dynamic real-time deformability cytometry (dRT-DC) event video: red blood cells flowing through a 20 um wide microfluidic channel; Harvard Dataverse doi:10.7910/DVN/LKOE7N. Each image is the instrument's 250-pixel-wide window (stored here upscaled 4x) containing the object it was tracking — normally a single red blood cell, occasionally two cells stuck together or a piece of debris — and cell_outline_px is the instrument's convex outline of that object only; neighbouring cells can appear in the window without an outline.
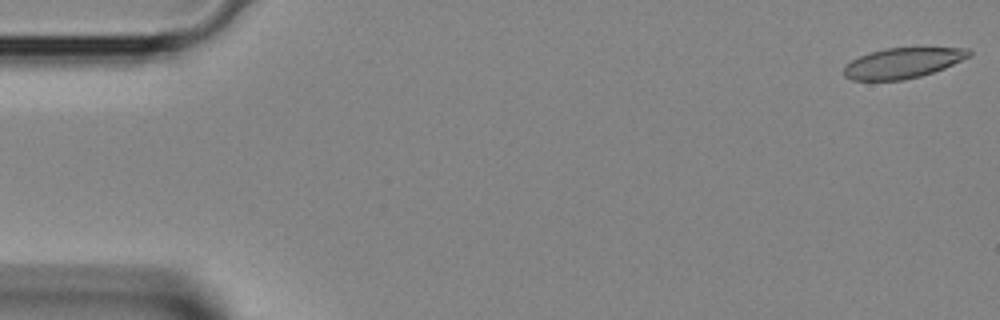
{"species": "Egyptian fruit bat (a non-hibernating species)", "species_latin": "Rousettus aegyptiacus", "temperature_condition": "room temperature", "stored_images_in_passage": 3, "segment_of_instrument_passage": [2, 2], "camera_frame_rate_fps": 3000, "um_per_image_px": 0.085, "animal": {"sex": "female"}, "frame": {"image": 1, "passage_image": 3, "time_ms": 0.667, "image_size_px": [1000, 320], "cell_outline_px": [[972, 56], [944, 68], [920, 76], [904, 80], [852, 80], [844, 76], [844, 68], [852, 60], [860, 56], [884, 48], [968, 48], [972, 52]], "centroid_in_image_um": [76.76, 5.36], "position_along_channel_um": 8.2, "area_um2": 21.96}}